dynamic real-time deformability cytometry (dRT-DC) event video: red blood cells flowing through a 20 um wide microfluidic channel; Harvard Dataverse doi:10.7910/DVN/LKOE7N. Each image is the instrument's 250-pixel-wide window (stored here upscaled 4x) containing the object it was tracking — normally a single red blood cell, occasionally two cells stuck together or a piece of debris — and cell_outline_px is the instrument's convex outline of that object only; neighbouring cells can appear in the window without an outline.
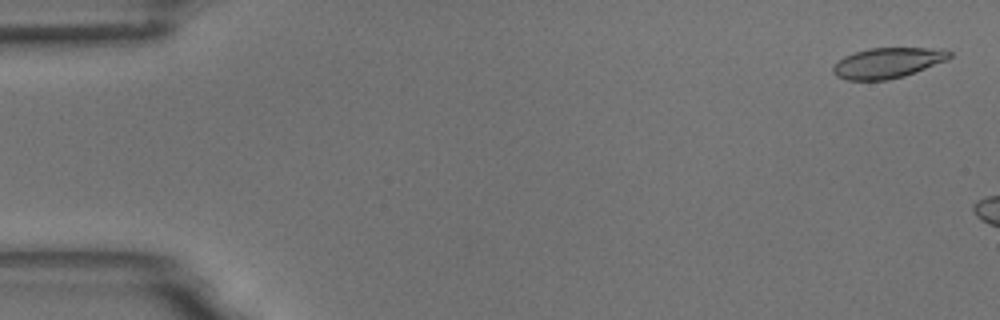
{"species": "common noctule bat (a hibernating species)", "species_latin": "Nyctalus noctula", "temperature_condition": "room temperature", "stored_images_in_passage": 11, "camera_frame_rate_fps": 3000, "um_per_image_px": 0.085, "animal": {"sex": "male", "body_mass_g": 18.8}, "frame": {"image": 1, "passage_image": 2, "time_ms": 0.333, "image_size_px": [1000, 320], "cell_outline_px": [[952, 56], [944, 60], [904, 76], [888, 80], [848, 80], [836, 76], [832, 72], [832, 68], [844, 56], [868, 48], [944, 48], [952, 52]], "centroid_in_image_um": [75.43, 5.34], "position_along_channel_um": 9.6, "area_um2": 20.4}}